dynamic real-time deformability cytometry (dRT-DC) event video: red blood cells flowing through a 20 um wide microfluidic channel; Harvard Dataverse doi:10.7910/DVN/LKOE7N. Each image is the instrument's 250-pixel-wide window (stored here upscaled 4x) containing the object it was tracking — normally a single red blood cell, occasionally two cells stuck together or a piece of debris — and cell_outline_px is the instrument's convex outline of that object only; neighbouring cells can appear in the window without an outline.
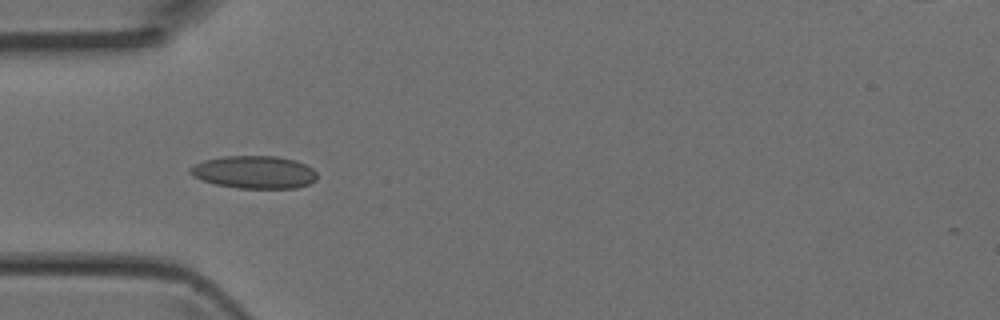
{"species": "Egyptian fruit bat (a non-hibernating species)", "species_latin": "Rousettus aegyptiacus", "temperature_condition": "room temperature", "stored_images_in_passage": 5, "camera_frame_rate_fps": 3000, "um_per_image_px": 0.085, "animal": {"sex": "female"}, "frame": {"image": 1, "passage_image": 5, "time_ms": 1.333, "image_size_px": [1000, 320], "cell_outline_px": [[316, 180], [308, 184], [296, 188], [236, 188], [216, 184], [192, 176], [188, 172], [188, 168], [204, 160], [224, 156], [276, 156], [296, 160], [312, 168], [316, 172]], "centroid_in_image_um": [21.61, 14.63], "position_along_channel_um": 63.4, "area_um2": 24.16}}